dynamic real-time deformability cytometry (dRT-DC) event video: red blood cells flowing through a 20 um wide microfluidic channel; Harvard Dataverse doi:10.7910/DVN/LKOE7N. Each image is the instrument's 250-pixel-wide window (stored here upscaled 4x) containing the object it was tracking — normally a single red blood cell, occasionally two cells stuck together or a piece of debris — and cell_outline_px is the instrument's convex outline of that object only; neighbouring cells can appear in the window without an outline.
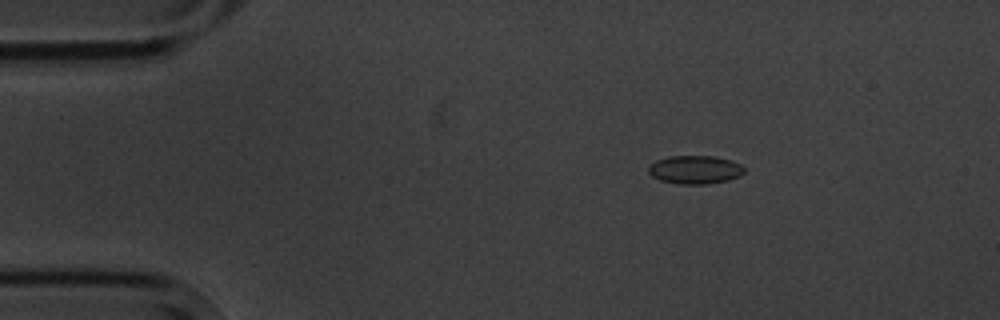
{"species": "common noctule bat (a hibernating species)", "species_latin": "Nyctalus noctula", "temperature_condition": "cold", "stored_images_in_passage": 5, "camera_frame_rate_fps": 3000, "um_per_image_px": 0.085, "animal": {"sex": "male", "body_mass_g": 20.1, "forearm_length_mm": 53.5}, "frame": {"image": 1, "passage_image": 3, "time_ms": 2.0, "image_size_px": [1000, 320], "cell_outline_px": [[744, 172], [740, 176], [728, 180], [704, 184], [680, 184], [660, 180], [652, 176], [648, 172], [648, 168], [656, 160], [668, 156], [712, 156], [732, 160], [740, 164], [744, 168]], "centroid_in_image_um": [59.08, 14.42], "position_along_channel_um": 25.9, "area_um2": 15.78}}